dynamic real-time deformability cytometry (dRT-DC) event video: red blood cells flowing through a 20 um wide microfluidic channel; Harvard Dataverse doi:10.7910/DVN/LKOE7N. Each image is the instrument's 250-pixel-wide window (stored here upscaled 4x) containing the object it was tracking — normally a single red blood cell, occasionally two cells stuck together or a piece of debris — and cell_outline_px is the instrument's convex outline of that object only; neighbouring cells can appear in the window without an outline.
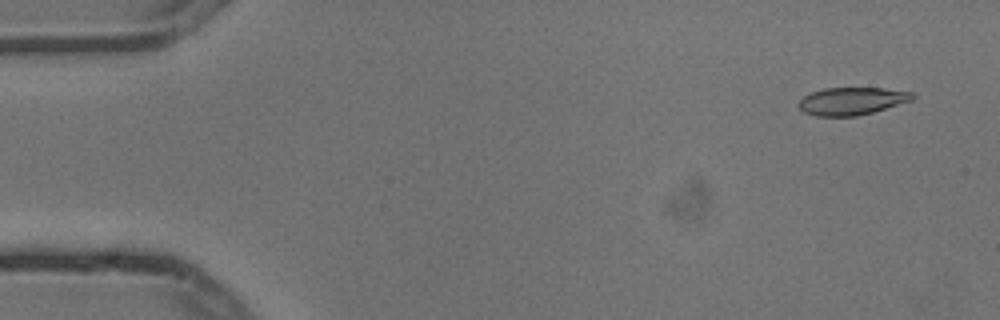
{"species": "common noctule bat (a hibernating species)", "species_latin": "Nyctalus noctula", "temperature_condition": "cold", "stored_images_in_passage": 5, "camera_frame_rate_fps": 3000, "um_per_image_px": 0.085, "animal": {"sex": "male", "body_mass_g": 13.3}, "frame": {"image": 1, "passage_image": 1, "time_ms": 0.0, "image_size_px": [1000, 320], "cell_outline_px": [[916, 96], [912, 100], [872, 112], [856, 116], [816, 116], [804, 112], [796, 104], [804, 96], [812, 92], [824, 88], [884, 88], [912, 92]], "centroid_in_image_um": [72.39, 8.59], "position_along_channel_um": 12.6, "area_um2": 18.21}}
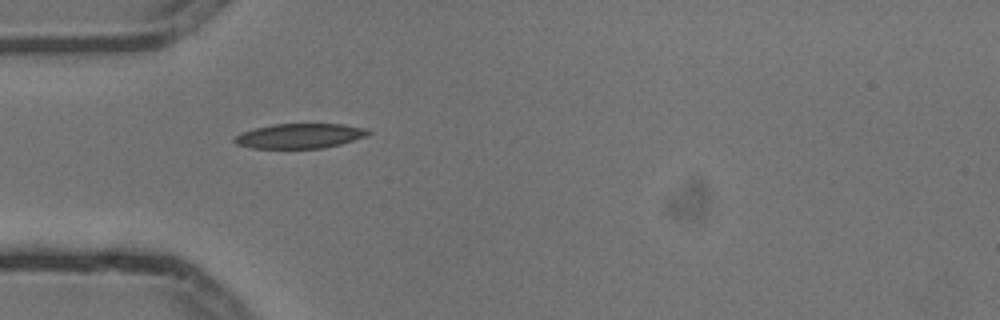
{"frame": {"image": 2, "passage_image": 4, "time_ms": 1.0, "image_size_px": [1000, 320], "cell_outline_px": [[372, 132], [368, 136], [340, 144], [320, 148], [252, 148], [236, 144], [232, 140], [240, 132], [272, 124], [344, 124], [364, 128]], "centroid_in_image_um": [25.48, 11.55], "position_along_channel_um": 59.5, "area_um2": 19.31}}
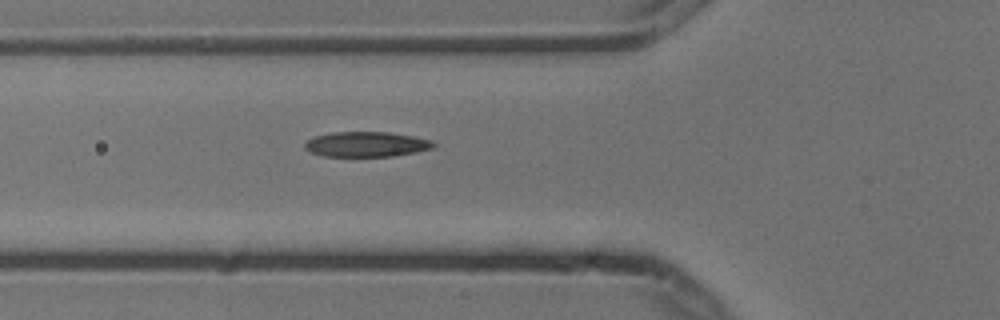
{"frame": {"image": 3, "passage_image": 5, "time_ms": 1.333, "image_size_px": [1000, 320], "cell_outline_px": [[436, 144], [432, 148], [416, 152], [392, 156], [324, 156], [312, 152], [304, 148], [304, 144], [308, 140], [316, 136], [332, 132], [388, 132], [412, 136], [432, 140]], "centroid_in_image_um": [31.15, 12.26], "position_along_channel_um": 94.6, "area_um2": 18.67}}